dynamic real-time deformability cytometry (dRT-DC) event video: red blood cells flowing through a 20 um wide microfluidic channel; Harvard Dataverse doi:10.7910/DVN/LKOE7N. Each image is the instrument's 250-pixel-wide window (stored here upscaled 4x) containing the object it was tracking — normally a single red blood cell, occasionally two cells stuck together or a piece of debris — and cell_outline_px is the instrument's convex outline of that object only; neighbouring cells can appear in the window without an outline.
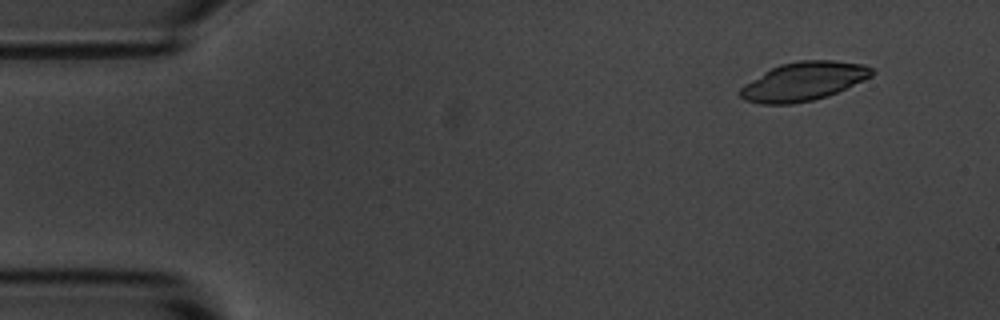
{"species": "common noctule bat (a hibernating species)", "species_latin": "Nyctalus noctula", "temperature_condition": "room temperature", "stored_images_in_passage": 51, "camera_frame_rate_fps": 3000, "um_per_image_px": 0.085, "animal": {"sex": "male", "body_mass_g": 20.1, "forearm_length_mm": 53.5}, "frame": {"image": 1, "passage_image": 1, "time_ms": 0.0, "image_size_px": [1000, 320], "cell_outline_px": [[876, 72], [872, 76], [864, 80], [828, 96], [812, 100], [792, 104], [760, 104], [744, 100], [740, 96], [740, 88], [744, 84], [764, 72], [780, 64], [800, 60], [836, 60], [864, 64], [872, 68]], "centroid_in_image_um": [68.32, 6.91], "position_along_channel_um": 16.7, "area_um2": 29.71}}